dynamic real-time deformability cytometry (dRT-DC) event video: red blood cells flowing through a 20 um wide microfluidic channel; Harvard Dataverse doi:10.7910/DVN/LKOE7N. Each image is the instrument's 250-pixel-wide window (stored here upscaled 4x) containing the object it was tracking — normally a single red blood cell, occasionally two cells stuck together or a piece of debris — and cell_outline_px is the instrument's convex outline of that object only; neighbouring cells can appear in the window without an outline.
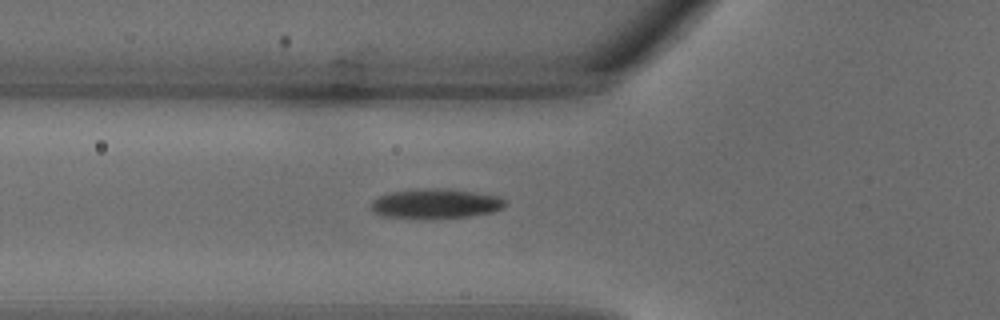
{"species": "common noctule bat (a hibernating species)", "species_latin": "Nyctalus noctula", "temperature_condition": "warm", "stored_images_in_passage": 27, "camera_frame_rate_fps": 3000, "um_per_image_px": 0.085, "animal": {"sex": "male", "body_mass_g": 18.8}, "frame": {"image": 1, "passage_image": 6, "time_ms": 1.667, "image_size_px": [1000, 320], "cell_outline_px": [[508, 204], [504, 208], [496, 212], [472, 216], [432, 220], [380, 216], [372, 212], [368, 204], [372, 200], [380, 196], [392, 192], [416, 188], [448, 188], [500, 196], [508, 200]], "centroid_in_image_um": [37.06, 17.33], "position_along_channel_um": 88.7, "area_um2": 24.39}}
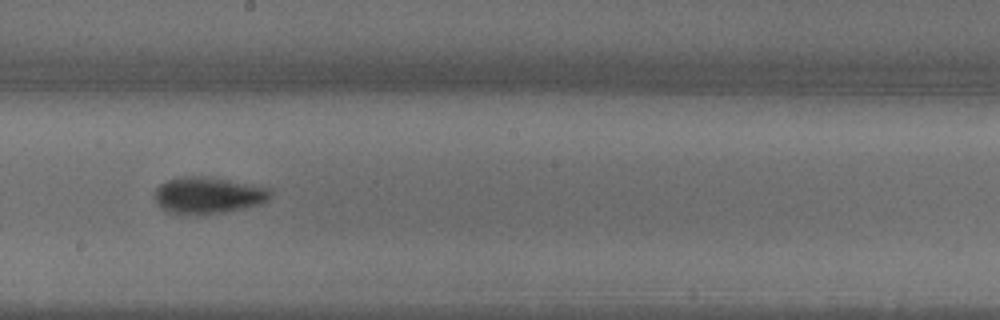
{"frame": {"image": 2, "passage_image": 13, "time_ms": 4.0, "image_size_px": [1000, 320], "cell_outline_px": [[272, 196], [268, 200], [260, 204], [244, 208], [224, 212], [192, 216], [168, 212], [160, 208], [156, 200], [156, 188], [160, 184], [168, 180], [180, 176], [204, 176], [228, 180], [272, 188]], "centroid_in_image_um": [17.7, 16.61], "position_along_channel_um": 230.5, "area_um2": 24.97}}
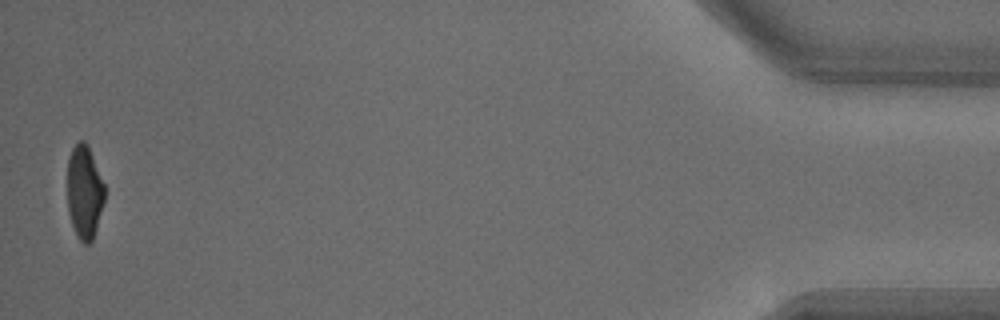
{"frame": {"image": 3, "passage_image": 27, "time_ms": 8.667, "image_size_px": [1000, 320], "cell_outline_px": [[104, 200], [96, 228], [92, 240], [88, 244], [84, 244], [80, 240], [72, 224], [68, 212], [68, 156], [72, 148], [80, 140], [84, 140], [88, 144], [104, 184]], "centroid_in_image_um": [7.17, 16.28], "position_along_channel_um": 428.0, "area_um2": 20.06}}